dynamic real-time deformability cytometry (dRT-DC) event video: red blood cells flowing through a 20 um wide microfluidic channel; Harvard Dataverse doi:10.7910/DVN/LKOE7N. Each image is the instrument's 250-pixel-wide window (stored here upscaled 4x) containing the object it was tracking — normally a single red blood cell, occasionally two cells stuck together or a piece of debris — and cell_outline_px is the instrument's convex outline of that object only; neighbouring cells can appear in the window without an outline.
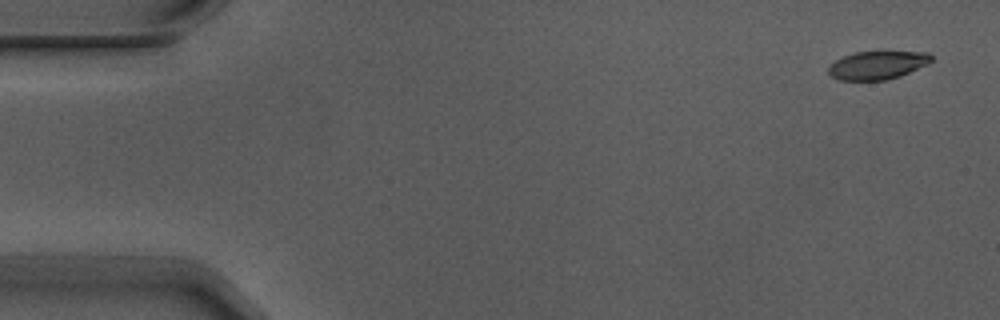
{"species": "Egyptian fruit bat (a non-hibernating species)", "species_latin": "Rousettus aegyptiacus", "temperature_condition": "warm", "stored_images_in_passage": 5, "camera_frame_rate_fps": 3000, "um_per_image_px": 0.085, "animal": {"sex": "male"}, "frame": {"image": 1, "passage_image": 1, "time_ms": 0.0, "image_size_px": [1000, 320], "cell_outline_px": [[932, 60], [928, 64], [900, 76], [884, 80], [840, 80], [832, 76], [828, 72], [828, 68], [836, 60], [844, 56], [856, 52], [928, 52], [932, 56]], "centroid_in_image_um": [74.6, 5.54], "position_along_channel_um": 10.4, "area_um2": 16.7}}